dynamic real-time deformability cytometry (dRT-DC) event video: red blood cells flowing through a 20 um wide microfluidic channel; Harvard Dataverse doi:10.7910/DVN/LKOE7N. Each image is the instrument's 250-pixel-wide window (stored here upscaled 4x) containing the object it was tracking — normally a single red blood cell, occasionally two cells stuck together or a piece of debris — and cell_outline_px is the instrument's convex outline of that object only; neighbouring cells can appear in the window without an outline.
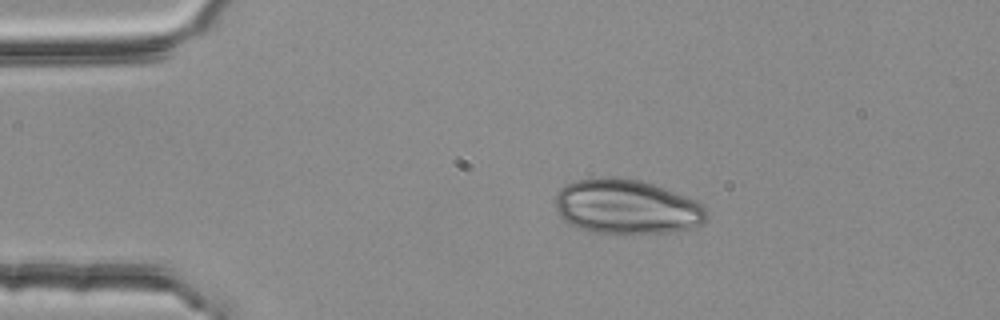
{"species": "common noctule bat (a hibernating species)", "species_latin": "Nyctalus noctula", "temperature_condition": "room temperature", "stored_images_in_passage": 43, "camera_frame_rate_fps": 3000, "um_per_image_px": 0.085, "animal": {"sex": "female", "body_mass_g": 25.1}, "frame": {"image": 1, "passage_image": 1, "time_ms": 0.0, "image_size_px": [1000, 320], "cell_outline_px": [[708, 220], [704, 224], [676, 232], [592, 232], [580, 228], [564, 220], [560, 216], [556, 208], [556, 192], [560, 188], [572, 180], [600, 176], [616, 176], [640, 180], [664, 188], [696, 200], [708, 208]], "centroid_in_image_um": [53.29, 17.54], "position_along_channel_um": 31.7, "area_um2": 48.49}}
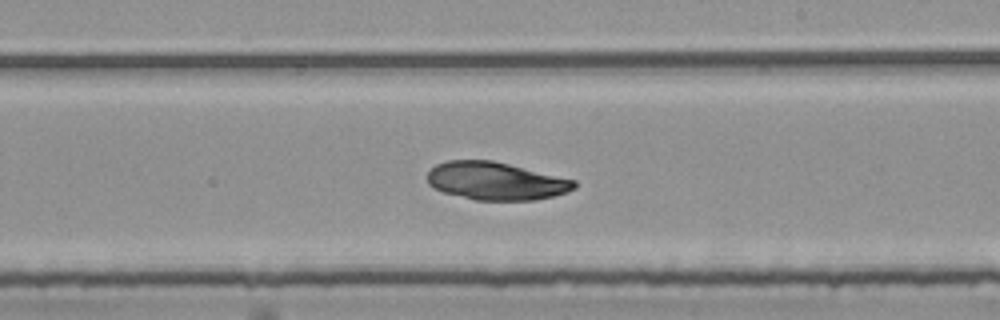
{"frame": {"image": 2, "passage_image": 22, "time_ms": 7.0, "image_size_px": [1000, 320], "cell_outline_px": [[576, 188], [568, 192], [536, 200], [476, 200], [444, 192], [428, 184], [428, 172], [436, 164], [448, 160], [492, 160], [576, 180]], "centroid_in_image_um": [42.17, 15.38], "position_along_channel_um": 246.8, "area_um2": 32.25}}
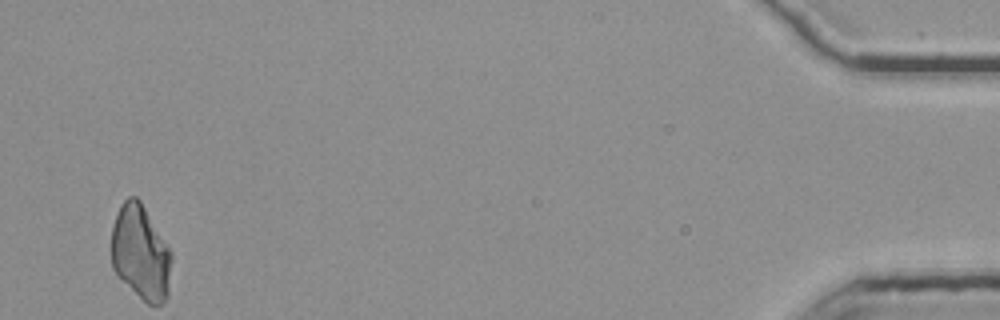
{"frame": {"image": 3, "passage_image": 43, "time_ms": 14.0, "image_size_px": [1000, 320], "cell_outline_px": [[172, 260], [168, 296], [160, 304], [148, 304], [112, 268], [112, 228], [120, 204], [128, 196], [136, 196], [140, 200], [168, 248], [172, 256]], "centroid_in_image_um": [11.96, 21.45], "position_along_channel_um": 423.2, "area_um2": 32.43}}